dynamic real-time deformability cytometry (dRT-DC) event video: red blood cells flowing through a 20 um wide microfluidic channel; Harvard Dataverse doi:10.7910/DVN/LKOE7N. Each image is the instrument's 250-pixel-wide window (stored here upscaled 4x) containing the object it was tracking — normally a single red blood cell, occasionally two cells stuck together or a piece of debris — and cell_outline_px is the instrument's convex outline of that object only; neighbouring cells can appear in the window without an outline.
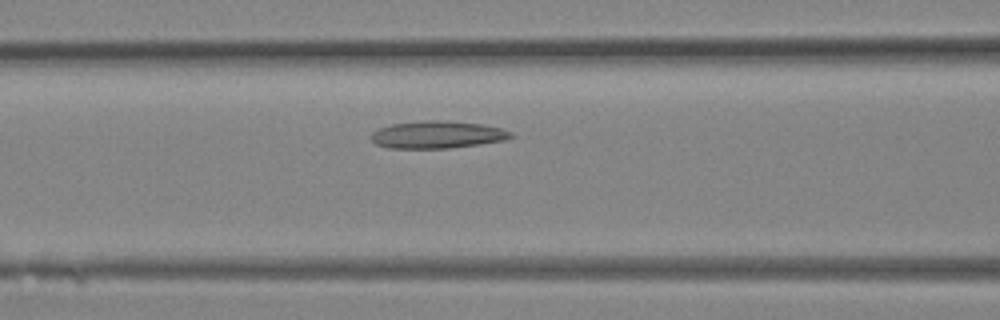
{"species": "Egyptian fruit bat (a non-hibernating species)", "species_latin": "Rousettus aegyptiacus", "temperature_condition": "room temperature", "stored_images_in_passage": 24, "camera_frame_rate_fps": 3000, "um_per_image_px": 0.085, "animal": {"sex": "female"}, "frame": {"image": 1, "passage_image": 7, "time_ms": 2.0, "image_size_px": [1000, 320], "cell_outline_px": [[512, 136], [504, 140], [480, 144], [448, 148], [388, 148], [376, 144], [368, 136], [372, 132], [380, 128], [392, 124], [428, 120], [436, 120], [480, 124], [500, 128], [512, 132]], "centroid_in_image_um": [37.12, 11.45], "position_along_channel_um": 129.5, "area_um2": 22.02}}
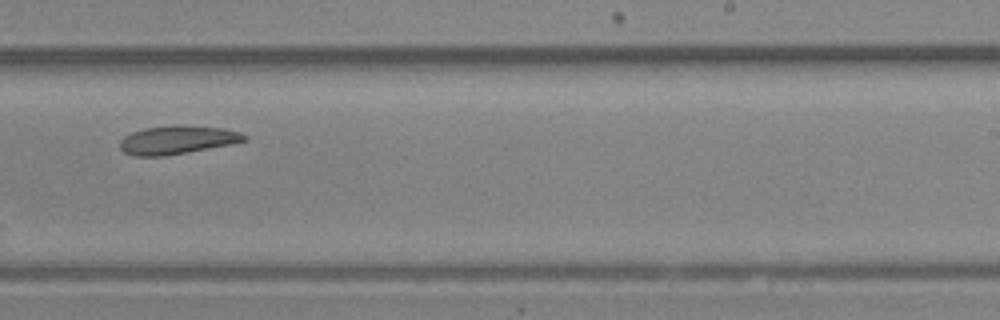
{"frame": {"image": 2, "passage_image": 14, "time_ms": 4.333, "image_size_px": [1000, 320], "cell_outline_px": [[248, 140], [232, 144], [164, 156], [136, 156], [124, 152], [120, 148], [120, 140], [124, 136], [132, 132], [144, 128], [176, 124], [184, 124], [220, 128], [240, 132], [248, 136]], "centroid_in_image_um": [15.07, 11.88], "position_along_channel_um": 273.9, "area_um2": 20.75}}
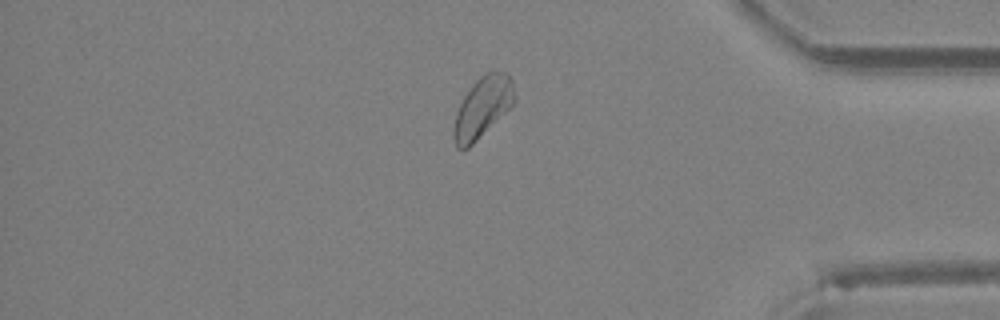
{"frame": {"image": 3, "passage_image": 21, "time_ms": 6.667, "image_size_px": [1000, 320], "cell_outline_px": [[512, 104], [468, 148], [456, 148], [452, 136], [452, 132], [456, 112], [464, 96], [472, 84], [484, 72], [508, 72], [512, 80]], "centroid_in_image_um": [40.95, 9.11], "position_along_channel_um": 394.3, "area_um2": 20.81}}